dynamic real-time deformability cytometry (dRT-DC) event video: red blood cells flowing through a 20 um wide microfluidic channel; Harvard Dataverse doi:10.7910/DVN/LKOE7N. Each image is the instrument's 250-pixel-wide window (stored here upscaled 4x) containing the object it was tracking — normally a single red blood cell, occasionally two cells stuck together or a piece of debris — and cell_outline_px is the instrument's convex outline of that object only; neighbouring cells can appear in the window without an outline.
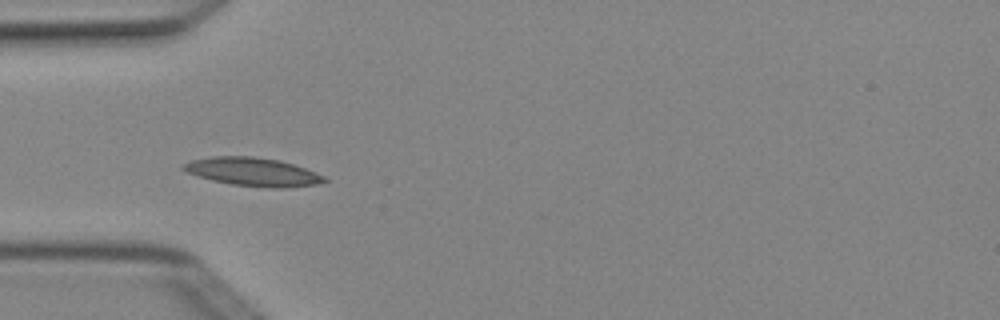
{"species": "Egyptian fruit bat (a non-hibernating species)", "species_latin": "Rousettus aegyptiacus", "temperature_condition": "cold", "stored_images_in_passage": 6, "camera_frame_rate_fps": 3000, "um_per_image_px": 0.085, "animal": {"sex": "female"}, "frame": {"image": 1, "passage_image": 3, "time_ms": 0.667, "image_size_px": [1000, 320], "cell_outline_px": [[328, 180], [316, 184], [284, 188], [272, 188], [232, 184], [212, 180], [188, 172], [180, 168], [180, 164], [192, 160], [212, 156], [252, 156], [280, 160], [304, 168], [324, 176]], "centroid_in_image_um": [21.46, 14.6], "position_along_channel_um": 63.5, "area_um2": 23.12}}
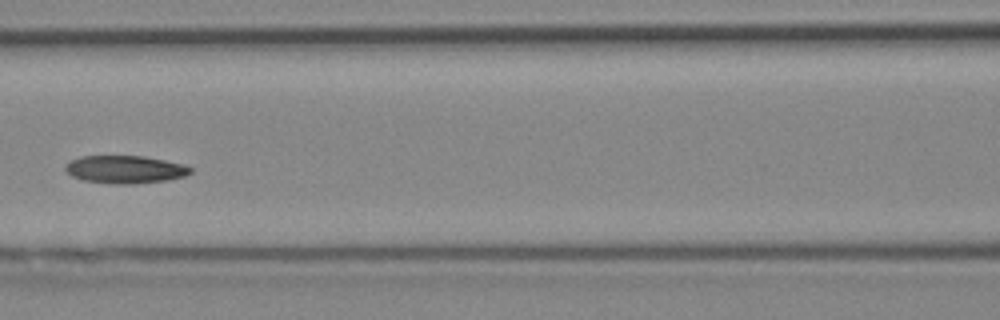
{"frame": {"image": 2, "passage_image": 5, "time_ms": 1.333, "image_size_px": [1000, 320], "cell_outline_px": [[192, 172], [184, 176], [168, 180], [132, 184], [116, 184], [84, 180], [72, 176], [64, 168], [64, 164], [68, 160], [80, 156], [144, 156], [184, 164], [192, 168]], "centroid_in_image_um": [10.62, 14.39], "position_along_channel_um": 156.0, "area_um2": 20.35}}
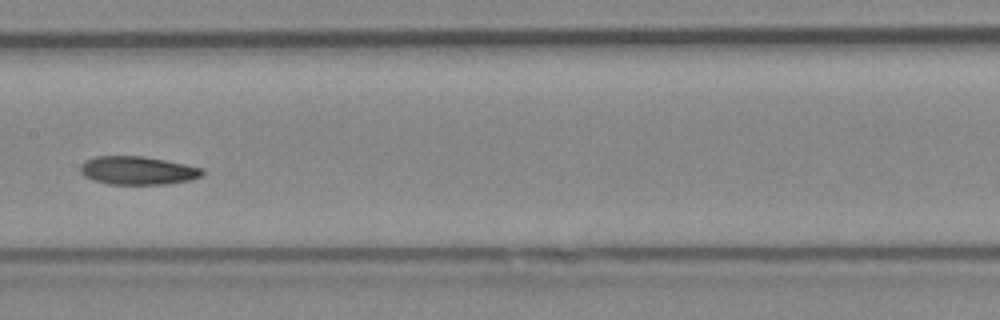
{"frame": {"image": 3, "passage_image": 6, "time_ms": 1.667, "image_size_px": [1000, 320], "cell_outline_px": [[204, 172], [200, 176], [192, 180], [164, 184], [108, 184], [92, 180], [84, 176], [80, 172], [80, 164], [84, 160], [96, 156], [144, 156], [204, 168]], "centroid_in_image_um": [11.67, 14.49], "position_along_channel_um": 195.7, "area_um2": 20.23}}